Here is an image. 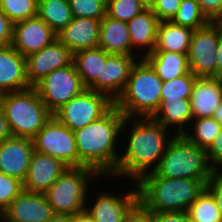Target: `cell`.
Listing matches in <instances>:
<instances>
[{
	"instance_id": "27",
	"label": "cell",
	"mask_w": 222,
	"mask_h": 222,
	"mask_svg": "<svg viewBox=\"0 0 222 222\" xmlns=\"http://www.w3.org/2000/svg\"><path fill=\"white\" fill-rule=\"evenodd\" d=\"M109 54L100 47L73 53L72 62L86 88H89L98 76H101L102 66L106 63Z\"/></svg>"
},
{
	"instance_id": "42",
	"label": "cell",
	"mask_w": 222,
	"mask_h": 222,
	"mask_svg": "<svg viewBox=\"0 0 222 222\" xmlns=\"http://www.w3.org/2000/svg\"><path fill=\"white\" fill-rule=\"evenodd\" d=\"M197 2L210 21H214L222 13V0H197Z\"/></svg>"
},
{
	"instance_id": "23",
	"label": "cell",
	"mask_w": 222,
	"mask_h": 222,
	"mask_svg": "<svg viewBox=\"0 0 222 222\" xmlns=\"http://www.w3.org/2000/svg\"><path fill=\"white\" fill-rule=\"evenodd\" d=\"M152 118L174 131V134L182 135L193 119L190 99H161L160 106ZM172 126L176 128L173 130Z\"/></svg>"
},
{
	"instance_id": "34",
	"label": "cell",
	"mask_w": 222,
	"mask_h": 222,
	"mask_svg": "<svg viewBox=\"0 0 222 222\" xmlns=\"http://www.w3.org/2000/svg\"><path fill=\"white\" fill-rule=\"evenodd\" d=\"M73 17L101 20L107 14V0H68Z\"/></svg>"
},
{
	"instance_id": "49",
	"label": "cell",
	"mask_w": 222,
	"mask_h": 222,
	"mask_svg": "<svg viewBox=\"0 0 222 222\" xmlns=\"http://www.w3.org/2000/svg\"><path fill=\"white\" fill-rule=\"evenodd\" d=\"M139 2L145 9H152L156 0H139Z\"/></svg>"
},
{
	"instance_id": "46",
	"label": "cell",
	"mask_w": 222,
	"mask_h": 222,
	"mask_svg": "<svg viewBox=\"0 0 222 222\" xmlns=\"http://www.w3.org/2000/svg\"><path fill=\"white\" fill-rule=\"evenodd\" d=\"M47 222H72V216L55 214Z\"/></svg>"
},
{
	"instance_id": "48",
	"label": "cell",
	"mask_w": 222,
	"mask_h": 222,
	"mask_svg": "<svg viewBox=\"0 0 222 222\" xmlns=\"http://www.w3.org/2000/svg\"><path fill=\"white\" fill-rule=\"evenodd\" d=\"M213 118L222 125V101L220 102L218 107L215 109Z\"/></svg>"
},
{
	"instance_id": "24",
	"label": "cell",
	"mask_w": 222,
	"mask_h": 222,
	"mask_svg": "<svg viewBox=\"0 0 222 222\" xmlns=\"http://www.w3.org/2000/svg\"><path fill=\"white\" fill-rule=\"evenodd\" d=\"M98 47L107 53L131 55V40L127 22L109 17L100 21Z\"/></svg>"
},
{
	"instance_id": "7",
	"label": "cell",
	"mask_w": 222,
	"mask_h": 222,
	"mask_svg": "<svg viewBox=\"0 0 222 222\" xmlns=\"http://www.w3.org/2000/svg\"><path fill=\"white\" fill-rule=\"evenodd\" d=\"M102 178L87 166L68 167L47 189L44 195L55 214L77 216L88 205V187L91 179Z\"/></svg>"
},
{
	"instance_id": "39",
	"label": "cell",
	"mask_w": 222,
	"mask_h": 222,
	"mask_svg": "<svg viewBox=\"0 0 222 222\" xmlns=\"http://www.w3.org/2000/svg\"><path fill=\"white\" fill-rule=\"evenodd\" d=\"M206 189L216 200V205L222 217V170H214L207 181Z\"/></svg>"
},
{
	"instance_id": "19",
	"label": "cell",
	"mask_w": 222,
	"mask_h": 222,
	"mask_svg": "<svg viewBox=\"0 0 222 222\" xmlns=\"http://www.w3.org/2000/svg\"><path fill=\"white\" fill-rule=\"evenodd\" d=\"M29 88L26 57L12 45L0 47V94Z\"/></svg>"
},
{
	"instance_id": "8",
	"label": "cell",
	"mask_w": 222,
	"mask_h": 222,
	"mask_svg": "<svg viewBox=\"0 0 222 222\" xmlns=\"http://www.w3.org/2000/svg\"><path fill=\"white\" fill-rule=\"evenodd\" d=\"M113 106L114 102L107 95L87 88L58 109L53 116L74 132L101 118Z\"/></svg>"
},
{
	"instance_id": "43",
	"label": "cell",
	"mask_w": 222,
	"mask_h": 222,
	"mask_svg": "<svg viewBox=\"0 0 222 222\" xmlns=\"http://www.w3.org/2000/svg\"><path fill=\"white\" fill-rule=\"evenodd\" d=\"M125 222H151L150 212L144 211L139 205L126 218Z\"/></svg>"
},
{
	"instance_id": "12",
	"label": "cell",
	"mask_w": 222,
	"mask_h": 222,
	"mask_svg": "<svg viewBox=\"0 0 222 222\" xmlns=\"http://www.w3.org/2000/svg\"><path fill=\"white\" fill-rule=\"evenodd\" d=\"M134 189L121 196L106 191L98 192L93 204L85 206V213L94 222H125L126 218L138 206V190L136 183Z\"/></svg>"
},
{
	"instance_id": "18",
	"label": "cell",
	"mask_w": 222,
	"mask_h": 222,
	"mask_svg": "<svg viewBox=\"0 0 222 222\" xmlns=\"http://www.w3.org/2000/svg\"><path fill=\"white\" fill-rule=\"evenodd\" d=\"M67 168L61 160L34 151L23 188L28 192L44 194Z\"/></svg>"
},
{
	"instance_id": "36",
	"label": "cell",
	"mask_w": 222,
	"mask_h": 222,
	"mask_svg": "<svg viewBox=\"0 0 222 222\" xmlns=\"http://www.w3.org/2000/svg\"><path fill=\"white\" fill-rule=\"evenodd\" d=\"M23 190L21 180L0 172V215Z\"/></svg>"
},
{
	"instance_id": "28",
	"label": "cell",
	"mask_w": 222,
	"mask_h": 222,
	"mask_svg": "<svg viewBox=\"0 0 222 222\" xmlns=\"http://www.w3.org/2000/svg\"><path fill=\"white\" fill-rule=\"evenodd\" d=\"M38 16L56 34L73 19L68 0H38Z\"/></svg>"
},
{
	"instance_id": "44",
	"label": "cell",
	"mask_w": 222,
	"mask_h": 222,
	"mask_svg": "<svg viewBox=\"0 0 222 222\" xmlns=\"http://www.w3.org/2000/svg\"><path fill=\"white\" fill-rule=\"evenodd\" d=\"M12 136L2 106L0 105V143Z\"/></svg>"
},
{
	"instance_id": "35",
	"label": "cell",
	"mask_w": 222,
	"mask_h": 222,
	"mask_svg": "<svg viewBox=\"0 0 222 222\" xmlns=\"http://www.w3.org/2000/svg\"><path fill=\"white\" fill-rule=\"evenodd\" d=\"M143 10L139 0H107V15L116 20L128 22Z\"/></svg>"
},
{
	"instance_id": "5",
	"label": "cell",
	"mask_w": 222,
	"mask_h": 222,
	"mask_svg": "<svg viewBox=\"0 0 222 222\" xmlns=\"http://www.w3.org/2000/svg\"><path fill=\"white\" fill-rule=\"evenodd\" d=\"M0 105L12 136L33 139L53 116L34 87L1 94Z\"/></svg>"
},
{
	"instance_id": "51",
	"label": "cell",
	"mask_w": 222,
	"mask_h": 222,
	"mask_svg": "<svg viewBox=\"0 0 222 222\" xmlns=\"http://www.w3.org/2000/svg\"><path fill=\"white\" fill-rule=\"evenodd\" d=\"M0 222H7V221L0 215Z\"/></svg>"
},
{
	"instance_id": "38",
	"label": "cell",
	"mask_w": 222,
	"mask_h": 222,
	"mask_svg": "<svg viewBox=\"0 0 222 222\" xmlns=\"http://www.w3.org/2000/svg\"><path fill=\"white\" fill-rule=\"evenodd\" d=\"M208 162L214 170H222V129L206 150Z\"/></svg>"
},
{
	"instance_id": "3",
	"label": "cell",
	"mask_w": 222,
	"mask_h": 222,
	"mask_svg": "<svg viewBox=\"0 0 222 222\" xmlns=\"http://www.w3.org/2000/svg\"><path fill=\"white\" fill-rule=\"evenodd\" d=\"M207 181L145 174L136 182L138 205L150 213L187 211L206 189Z\"/></svg>"
},
{
	"instance_id": "15",
	"label": "cell",
	"mask_w": 222,
	"mask_h": 222,
	"mask_svg": "<svg viewBox=\"0 0 222 222\" xmlns=\"http://www.w3.org/2000/svg\"><path fill=\"white\" fill-rule=\"evenodd\" d=\"M55 39L56 33L37 15L14 24L11 45L27 57L50 45Z\"/></svg>"
},
{
	"instance_id": "2",
	"label": "cell",
	"mask_w": 222,
	"mask_h": 222,
	"mask_svg": "<svg viewBox=\"0 0 222 222\" xmlns=\"http://www.w3.org/2000/svg\"><path fill=\"white\" fill-rule=\"evenodd\" d=\"M124 118L114 105L101 118L74 131L79 167H90L107 178L115 172L121 152L117 144Z\"/></svg>"
},
{
	"instance_id": "20",
	"label": "cell",
	"mask_w": 222,
	"mask_h": 222,
	"mask_svg": "<svg viewBox=\"0 0 222 222\" xmlns=\"http://www.w3.org/2000/svg\"><path fill=\"white\" fill-rule=\"evenodd\" d=\"M100 21L98 19L73 17L71 22L56 34L57 39L72 53L96 48L99 45Z\"/></svg>"
},
{
	"instance_id": "25",
	"label": "cell",
	"mask_w": 222,
	"mask_h": 222,
	"mask_svg": "<svg viewBox=\"0 0 222 222\" xmlns=\"http://www.w3.org/2000/svg\"><path fill=\"white\" fill-rule=\"evenodd\" d=\"M193 30L172 21H160L154 51L188 54Z\"/></svg>"
},
{
	"instance_id": "13",
	"label": "cell",
	"mask_w": 222,
	"mask_h": 222,
	"mask_svg": "<svg viewBox=\"0 0 222 222\" xmlns=\"http://www.w3.org/2000/svg\"><path fill=\"white\" fill-rule=\"evenodd\" d=\"M139 56L110 53L102 66L101 76L88 88L107 95L113 102L126 87L133 65Z\"/></svg>"
},
{
	"instance_id": "32",
	"label": "cell",
	"mask_w": 222,
	"mask_h": 222,
	"mask_svg": "<svg viewBox=\"0 0 222 222\" xmlns=\"http://www.w3.org/2000/svg\"><path fill=\"white\" fill-rule=\"evenodd\" d=\"M0 9L16 24L38 15V0H0Z\"/></svg>"
},
{
	"instance_id": "1",
	"label": "cell",
	"mask_w": 222,
	"mask_h": 222,
	"mask_svg": "<svg viewBox=\"0 0 222 222\" xmlns=\"http://www.w3.org/2000/svg\"><path fill=\"white\" fill-rule=\"evenodd\" d=\"M127 125L131 130L128 137L124 135L127 138L123 147L125 150L120 153L116 170L111 176L128 178L136 183L156 169L168 143L176 134L169 132L171 130L152 117H125L121 134H126Z\"/></svg>"
},
{
	"instance_id": "14",
	"label": "cell",
	"mask_w": 222,
	"mask_h": 222,
	"mask_svg": "<svg viewBox=\"0 0 222 222\" xmlns=\"http://www.w3.org/2000/svg\"><path fill=\"white\" fill-rule=\"evenodd\" d=\"M73 61V53L55 39L50 45L26 57V70L29 85L34 87L55 69L68 66Z\"/></svg>"
},
{
	"instance_id": "17",
	"label": "cell",
	"mask_w": 222,
	"mask_h": 222,
	"mask_svg": "<svg viewBox=\"0 0 222 222\" xmlns=\"http://www.w3.org/2000/svg\"><path fill=\"white\" fill-rule=\"evenodd\" d=\"M34 151L33 139L10 136L0 143V172L23 182Z\"/></svg>"
},
{
	"instance_id": "11",
	"label": "cell",
	"mask_w": 222,
	"mask_h": 222,
	"mask_svg": "<svg viewBox=\"0 0 222 222\" xmlns=\"http://www.w3.org/2000/svg\"><path fill=\"white\" fill-rule=\"evenodd\" d=\"M219 40V26L210 21L193 30L188 52L190 71L196 77H216V50Z\"/></svg>"
},
{
	"instance_id": "9",
	"label": "cell",
	"mask_w": 222,
	"mask_h": 222,
	"mask_svg": "<svg viewBox=\"0 0 222 222\" xmlns=\"http://www.w3.org/2000/svg\"><path fill=\"white\" fill-rule=\"evenodd\" d=\"M34 88L52 114L87 89L76 72L73 62L68 66L53 70Z\"/></svg>"
},
{
	"instance_id": "37",
	"label": "cell",
	"mask_w": 222,
	"mask_h": 222,
	"mask_svg": "<svg viewBox=\"0 0 222 222\" xmlns=\"http://www.w3.org/2000/svg\"><path fill=\"white\" fill-rule=\"evenodd\" d=\"M181 0H156L151 9L159 21H171L176 15Z\"/></svg>"
},
{
	"instance_id": "26",
	"label": "cell",
	"mask_w": 222,
	"mask_h": 222,
	"mask_svg": "<svg viewBox=\"0 0 222 222\" xmlns=\"http://www.w3.org/2000/svg\"><path fill=\"white\" fill-rule=\"evenodd\" d=\"M144 58L154 68L163 82L190 72L188 54L153 51Z\"/></svg>"
},
{
	"instance_id": "45",
	"label": "cell",
	"mask_w": 222,
	"mask_h": 222,
	"mask_svg": "<svg viewBox=\"0 0 222 222\" xmlns=\"http://www.w3.org/2000/svg\"><path fill=\"white\" fill-rule=\"evenodd\" d=\"M216 77L222 79V32L219 28V40L216 50Z\"/></svg>"
},
{
	"instance_id": "21",
	"label": "cell",
	"mask_w": 222,
	"mask_h": 222,
	"mask_svg": "<svg viewBox=\"0 0 222 222\" xmlns=\"http://www.w3.org/2000/svg\"><path fill=\"white\" fill-rule=\"evenodd\" d=\"M222 101V79L196 77L190 97L193 118L213 117Z\"/></svg>"
},
{
	"instance_id": "31",
	"label": "cell",
	"mask_w": 222,
	"mask_h": 222,
	"mask_svg": "<svg viewBox=\"0 0 222 222\" xmlns=\"http://www.w3.org/2000/svg\"><path fill=\"white\" fill-rule=\"evenodd\" d=\"M171 21L192 30L201 28L210 22L201 11L197 0H181L179 9Z\"/></svg>"
},
{
	"instance_id": "33",
	"label": "cell",
	"mask_w": 222,
	"mask_h": 222,
	"mask_svg": "<svg viewBox=\"0 0 222 222\" xmlns=\"http://www.w3.org/2000/svg\"><path fill=\"white\" fill-rule=\"evenodd\" d=\"M196 76L190 71L187 74L163 82L161 99H190Z\"/></svg>"
},
{
	"instance_id": "47",
	"label": "cell",
	"mask_w": 222,
	"mask_h": 222,
	"mask_svg": "<svg viewBox=\"0 0 222 222\" xmlns=\"http://www.w3.org/2000/svg\"><path fill=\"white\" fill-rule=\"evenodd\" d=\"M72 222H94L85 212L72 217Z\"/></svg>"
},
{
	"instance_id": "30",
	"label": "cell",
	"mask_w": 222,
	"mask_h": 222,
	"mask_svg": "<svg viewBox=\"0 0 222 222\" xmlns=\"http://www.w3.org/2000/svg\"><path fill=\"white\" fill-rule=\"evenodd\" d=\"M187 212L193 222H222L216 200L207 189L191 204Z\"/></svg>"
},
{
	"instance_id": "29",
	"label": "cell",
	"mask_w": 222,
	"mask_h": 222,
	"mask_svg": "<svg viewBox=\"0 0 222 222\" xmlns=\"http://www.w3.org/2000/svg\"><path fill=\"white\" fill-rule=\"evenodd\" d=\"M189 126L188 128L190 129L186 130L182 135L189 142L205 150L209 148L214 138L222 129V125L213 117L193 118ZM191 128H193V130ZM190 130H192L193 134Z\"/></svg>"
},
{
	"instance_id": "40",
	"label": "cell",
	"mask_w": 222,
	"mask_h": 222,
	"mask_svg": "<svg viewBox=\"0 0 222 222\" xmlns=\"http://www.w3.org/2000/svg\"><path fill=\"white\" fill-rule=\"evenodd\" d=\"M151 222H193L187 211L150 213Z\"/></svg>"
},
{
	"instance_id": "50",
	"label": "cell",
	"mask_w": 222,
	"mask_h": 222,
	"mask_svg": "<svg viewBox=\"0 0 222 222\" xmlns=\"http://www.w3.org/2000/svg\"><path fill=\"white\" fill-rule=\"evenodd\" d=\"M214 22L219 26L220 31L222 32V13L214 20Z\"/></svg>"
},
{
	"instance_id": "6",
	"label": "cell",
	"mask_w": 222,
	"mask_h": 222,
	"mask_svg": "<svg viewBox=\"0 0 222 222\" xmlns=\"http://www.w3.org/2000/svg\"><path fill=\"white\" fill-rule=\"evenodd\" d=\"M213 171L205 149L175 135L153 172L163 178L209 180Z\"/></svg>"
},
{
	"instance_id": "41",
	"label": "cell",
	"mask_w": 222,
	"mask_h": 222,
	"mask_svg": "<svg viewBox=\"0 0 222 222\" xmlns=\"http://www.w3.org/2000/svg\"><path fill=\"white\" fill-rule=\"evenodd\" d=\"M13 26L12 21L0 9V47L11 45Z\"/></svg>"
},
{
	"instance_id": "22",
	"label": "cell",
	"mask_w": 222,
	"mask_h": 222,
	"mask_svg": "<svg viewBox=\"0 0 222 222\" xmlns=\"http://www.w3.org/2000/svg\"><path fill=\"white\" fill-rule=\"evenodd\" d=\"M159 22L151 9L143 10L139 15L127 22L131 40V56L144 58L154 51ZM138 50H144V53L142 52L141 54ZM133 51L137 52L138 55Z\"/></svg>"
},
{
	"instance_id": "10",
	"label": "cell",
	"mask_w": 222,
	"mask_h": 222,
	"mask_svg": "<svg viewBox=\"0 0 222 222\" xmlns=\"http://www.w3.org/2000/svg\"><path fill=\"white\" fill-rule=\"evenodd\" d=\"M35 151L61 160L68 167H79L74 132L52 116L33 138Z\"/></svg>"
},
{
	"instance_id": "4",
	"label": "cell",
	"mask_w": 222,
	"mask_h": 222,
	"mask_svg": "<svg viewBox=\"0 0 222 222\" xmlns=\"http://www.w3.org/2000/svg\"><path fill=\"white\" fill-rule=\"evenodd\" d=\"M162 84L150 63L141 58L133 65L126 87L114 105L125 117H152L161 103Z\"/></svg>"
},
{
	"instance_id": "16",
	"label": "cell",
	"mask_w": 222,
	"mask_h": 222,
	"mask_svg": "<svg viewBox=\"0 0 222 222\" xmlns=\"http://www.w3.org/2000/svg\"><path fill=\"white\" fill-rule=\"evenodd\" d=\"M54 215L44 194L25 190L1 214L7 222H47Z\"/></svg>"
}]
</instances>
